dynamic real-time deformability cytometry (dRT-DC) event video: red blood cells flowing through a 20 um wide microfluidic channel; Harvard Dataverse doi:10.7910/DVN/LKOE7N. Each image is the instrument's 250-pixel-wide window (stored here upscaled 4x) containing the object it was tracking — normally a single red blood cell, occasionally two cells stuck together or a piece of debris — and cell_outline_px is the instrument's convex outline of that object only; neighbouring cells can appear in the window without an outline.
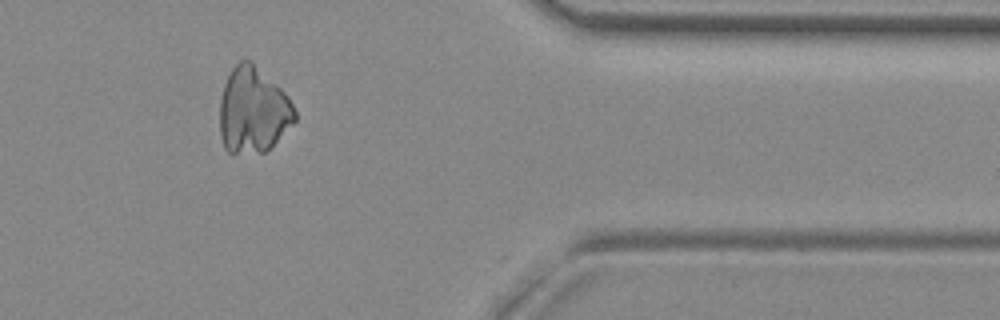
{"species": "common noctule bat (a hibernating species)", "species_latin": "Nyctalus noctula", "temperature_condition": "room temperature", "stored_images_in_passage": 40, "camera_frame_rate_fps": 3000, "um_per_image_px": 0.085, "animal": {"sex": "female", "body_mass_g": 29.2, "forearm_length_mm": 56.3}, "frame": {"image": 1, "passage_image": 30, "time_ms": 9.667, "image_size_px": [1000, 320], "cell_outline_px": [[296, 120], [264, 152], [228, 152], [224, 148], [220, 136], [220, 100], [224, 84], [232, 68], [240, 60], [252, 60], [288, 96], [296, 112]], "centroid_in_image_um": [21.49, 9.35], "position_along_channel_um": 389.9, "area_um2": 37.17}}